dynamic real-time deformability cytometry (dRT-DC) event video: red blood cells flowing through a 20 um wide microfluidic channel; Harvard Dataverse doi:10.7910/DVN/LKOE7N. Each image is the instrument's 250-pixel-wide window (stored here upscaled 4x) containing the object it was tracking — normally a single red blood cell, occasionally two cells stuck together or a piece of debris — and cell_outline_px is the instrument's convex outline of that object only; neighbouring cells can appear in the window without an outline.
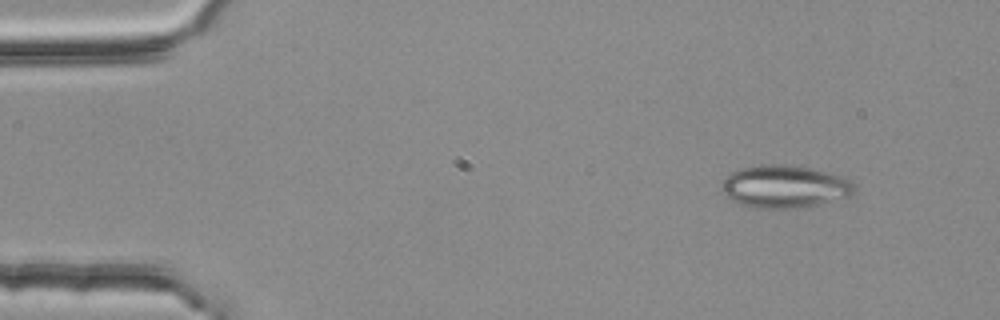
{"species": "common noctule bat (a hibernating species)", "species_latin": "Nyctalus noctula", "temperature_condition": "room temperature", "stored_images_in_passage": 4, "camera_frame_rate_fps": 3000, "um_per_image_px": 0.085, "animal": {"sex": "female", "body_mass_g": 25.1}, "frame": {"image": 1, "passage_image": 2, "time_ms": 0.333, "image_size_px": [1000, 320], "cell_outline_px": [[852, 196], [816, 204], [796, 208], [756, 208], [740, 204], [724, 196], [724, 176], [728, 172], [740, 168], [760, 164], [780, 164], [812, 168], [844, 176], [852, 180]], "centroid_in_image_um": [66.67, 15.84], "position_along_channel_um": 18.3, "area_um2": 32.95}}